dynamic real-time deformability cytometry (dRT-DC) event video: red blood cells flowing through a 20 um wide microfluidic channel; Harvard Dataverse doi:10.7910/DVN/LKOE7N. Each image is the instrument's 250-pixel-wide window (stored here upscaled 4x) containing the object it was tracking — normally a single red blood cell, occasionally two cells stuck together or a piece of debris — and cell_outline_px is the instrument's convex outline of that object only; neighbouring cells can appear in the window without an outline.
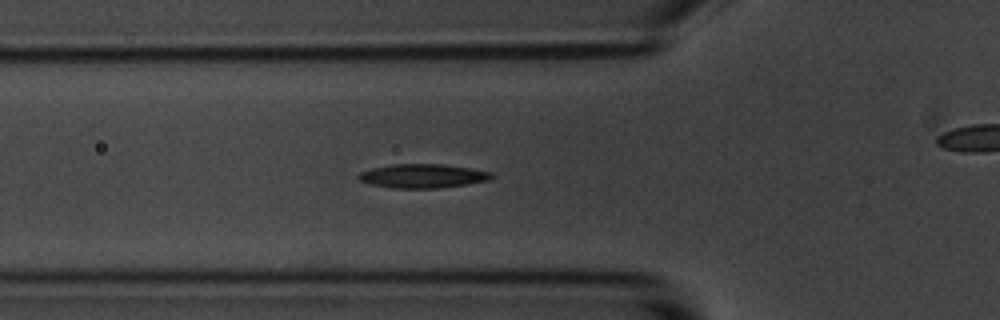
{"species": "common noctule bat (a hibernating species)", "species_latin": "Nyctalus noctula", "temperature_condition": "room temperature", "stored_images_in_passage": 44, "camera_frame_rate_fps": 3000, "um_per_image_px": 0.085, "animal": {"sex": "male", "body_mass_g": 20.1, "forearm_length_mm": 53.5}, "frame": {"image": 1, "passage_image": 7, "time_ms": 2.0, "image_size_px": [1000, 320], "cell_outline_px": [[496, 176], [488, 180], [468, 184], [436, 188], [392, 188], [372, 184], [360, 180], [356, 176], [360, 172], [372, 168], [392, 164], [444, 164], [472, 168], [492, 172]], "centroid_in_image_um": [35.97, 14.95], "position_along_channel_um": 89.8, "area_um2": 18.61}}
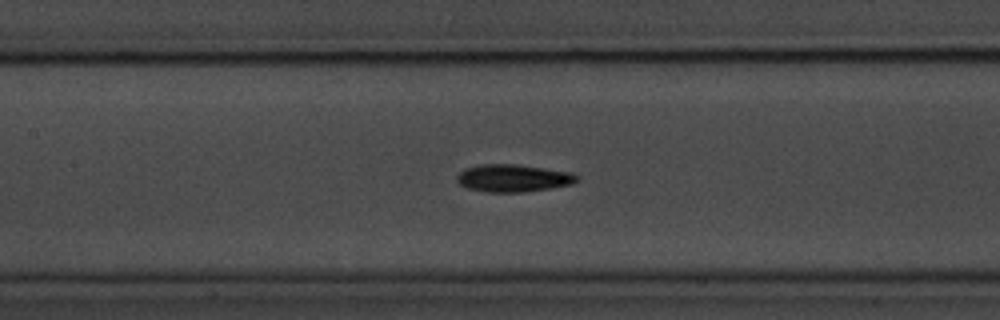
{"frame": {"image": 2, "passage_image": 13, "time_ms": 4.0, "image_size_px": [1000, 320], "cell_outline_px": [[580, 176], [572, 184], [524, 192], [488, 192], [468, 188], [460, 184], [456, 180], [456, 176], [464, 168], [480, 164], [516, 164], [572, 172]], "centroid_in_image_um": [43.6, 15.13], "position_along_channel_um": 163.8, "area_um2": 19.19}}
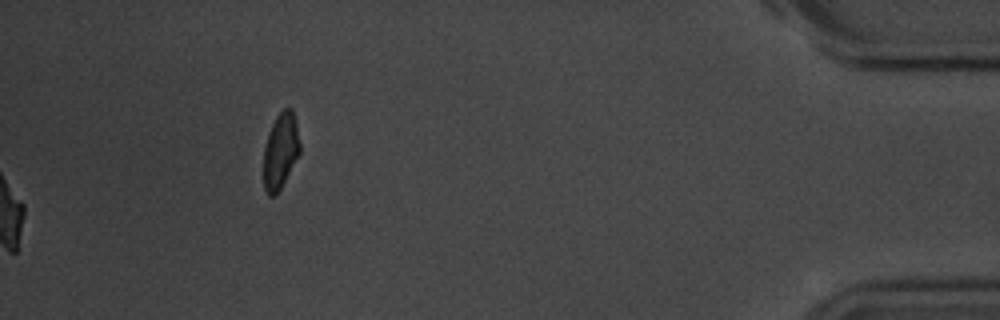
{"frame": {"image": 3, "passage_image": 44, "time_ms": 14.333, "image_size_px": [1000, 320], "cell_outline_px": [[300, 152], [280, 188], [272, 196], [268, 196], [264, 188], [264, 148], [272, 124], [276, 116], [284, 108], [292, 108], [296, 124], [300, 144]], "centroid_in_image_um": [23.84, 12.8], "position_along_channel_um": 411.4, "area_um2": 15.61}, "authors_computed_cell_mechanics": {"area_um2": 18.2359, "velocity_mm_per_s": 3.6521, "shape_relaxation_time_tau1_ms": 3.0683, "shape_relaxation_time_tau2_ms": 4.0193, "deformation_change_tau1": 0.1247, "deformation_change_tau2": 0.1071}}